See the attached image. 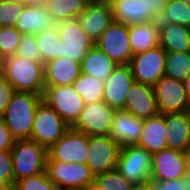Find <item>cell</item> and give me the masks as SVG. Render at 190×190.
<instances>
[{
	"label": "cell",
	"instance_id": "6da1fadb",
	"mask_svg": "<svg viewBox=\"0 0 190 190\" xmlns=\"http://www.w3.org/2000/svg\"><path fill=\"white\" fill-rule=\"evenodd\" d=\"M41 100L42 95L29 92L15 91L12 95L1 117L16 140L30 138L36 109Z\"/></svg>",
	"mask_w": 190,
	"mask_h": 190
},
{
	"label": "cell",
	"instance_id": "7a4b0ae2",
	"mask_svg": "<svg viewBox=\"0 0 190 190\" xmlns=\"http://www.w3.org/2000/svg\"><path fill=\"white\" fill-rule=\"evenodd\" d=\"M1 74L17 92H29L43 96L44 63L26 60L15 55L5 58Z\"/></svg>",
	"mask_w": 190,
	"mask_h": 190
},
{
	"label": "cell",
	"instance_id": "3957f363",
	"mask_svg": "<svg viewBox=\"0 0 190 190\" xmlns=\"http://www.w3.org/2000/svg\"><path fill=\"white\" fill-rule=\"evenodd\" d=\"M14 183L46 172L48 150L30 140H16L11 149Z\"/></svg>",
	"mask_w": 190,
	"mask_h": 190
},
{
	"label": "cell",
	"instance_id": "277c9868",
	"mask_svg": "<svg viewBox=\"0 0 190 190\" xmlns=\"http://www.w3.org/2000/svg\"><path fill=\"white\" fill-rule=\"evenodd\" d=\"M70 126L45 101L41 100L36 109L30 140L47 150L51 148Z\"/></svg>",
	"mask_w": 190,
	"mask_h": 190
},
{
	"label": "cell",
	"instance_id": "5b68a950",
	"mask_svg": "<svg viewBox=\"0 0 190 190\" xmlns=\"http://www.w3.org/2000/svg\"><path fill=\"white\" fill-rule=\"evenodd\" d=\"M46 173L58 190H84L94 183L87 164L47 160Z\"/></svg>",
	"mask_w": 190,
	"mask_h": 190
},
{
	"label": "cell",
	"instance_id": "8992f818",
	"mask_svg": "<svg viewBox=\"0 0 190 190\" xmlns=\"http://www.w3.org/2000/svg\"><path fill=\"white\" fill-rule=\"evenodd\" d=\"M42 100L51 106L70 127L76 124L85 107L82 97L72 85L45 86Z\"/></svg>",
	"mask_w": 190,
	"mask_h": 190
},
{
	"label": "cell",
	"instance_id": "52a82bcc",
	"mask_svg": "<svg viewBox=\"0 0 190 190\" xmlns=\"http://www.w3.org/2000/svg\"><path fill=\"white\" fill-rule=\"evenodd\" d=\"M116 168L132 184L147 182L151 178L152 154L137 144L123 146Z\"/></svg>",
	"mask_w": 190,
	"mask_h": 190
},
{
	"label": "cell",
	"instance_id": "ba28073f",
	"mask_svg": "<svg viewBox=\"0 0 190 190\" xmlns=\"http://www.w3.org/2000/svg\"><path fill=\"white\" fill-rule=\"evenodd\" d=\"M95 46L102 50L116 65H129L133 56L129 26L113 21L97 39Z\"/></svg>",
	"mask_w": 190,
	"mask_h": 190
},
{
	"label": "cell",
	"instance_id": "9c48e42d",
	"mask_svg": "<svg viewBox=\"0 0 190 190\" xmlns=\"http://www.w3.org/2000/svg\"><path fill=\"white\" fill-rule=\"evenodd\" d=\"M56 27L61 38L60 58L81 63L96 42L81 28L76 19L59 22Z\"/></svg>",
	"mask_w": 190,
	"mask_h": 190
},
{
	"label": "cell",
	"instance_id": "30bf717a",
	"mask_svg": "<svg viewBox=\"0 0 190 190\" xmlns=\"http://www.w3.org/2000/svg\"><path fill=\"white\" fill-rule=\"evenodd\" d=\"M121 146L110 136H88L87 166L94 177L115 169Z\"/></svg>",
	"mask_w": 190,
	"mask_h": 190
},
{
	"label": "cell",
	"instance_id": "8fae6325",
	"mask_svg": "<svg viewBox=\"0 0 190 190\" xmlns=\"http://www.w3.org/2000/svg\"><path fill=\"white\" fill-rule=\"evenodd\" d=\"M166 52L159 45L132 56L129 66L135 82L154 86L165 75Z\"/></svg>",
	"mask_w": 190,
	"mask_h": 190
},
{
	"label": "cell",
	"instance_id": "7c38bea8",
	"mask_svg": "<svg viewBox=\"0 0 190 190\" xmlns=\"http://www.w3.org/2000/svg\"><path fill=\"white\" fill-rule=\"evenodd\" d=\"M116 111L104 101L86 104L72 128L88 136H109Z\"/></svg>",
	"mask_w": 190,
	"mask_h": 190
},
{
	"label": "cell",
	"instance_id": "4fadbf2b",
	"mask_svg": "<svg viewBox=\"0 0 190 190\" xmlns=\"http://www.w3.org/2000/svg\"><path fill=\"white\" fill-rule=\"evenodd\" d=\"M88 156V135L72 127L48 149L47 160L86 164Z\"/></svg>",
	"mask_w": 190,
	"mask_h": 190
},
{
	"label": "cell",
	"instance_id": "5bb4252c",
	"mask_svg": "<svg viewBox=\"0 0 190 190\" xmlns=\"http://www.w3.org/2000/svg\"><path fill=\"white\" fill-rule=\"evenodd\" d=\"M160 114L187 112L189 99L183 81L162 76L153 86Z\"/></svg>",
	"mask_w": 190,
	"mask_h": 190
},
{
	"label": "cell",
	"instance_id": "9a60e30c",
	"mask_svg": "<svg viewBox=\"0 0 190 190\" xmlns=\"http://www.w3.org/2000/svg\"><path fill=\"white\" fill-rule=\"evenodd\" d=\"M187 171L185 152L166 148L152 155V181L180 179Z\"/></svg>",
	"mask_w": 190,
	"mask_h": 190
},
{
	"label": "cell",
	"instance_id": "2e32d148",
	"mask_svg": "<svg viewBox=\"0 0 190 190\" xmlns=\"http://www.w3.org/2000/svg\"><path fill=\"white\" fill-rule=\"evenodd\" d=\"M135 79L129 65H117L104 81L103 101L112 108L123 110L127 93Z\"/></svg>",
	"mask_w": 190,
	"mask_h": 190
},
{
	"label": "cell",
	"instance_id": "e0dca14e",
	"mask_svg": "<svg viewBox=\"0 0 190 190\" xmlns=\"http://www.w3.org/2000/svg\"><path fill=\"white\" fill-rule=\"evenodd\" d=\"M123 111L142 119L158 115L159 109L153 87L134 82L127 93Z\"/></svg>",
	"mask_w": 190,
	"mask_h": 190
},
{
	"label": "cell",
	"instance_id": "ac0fdd59",
	"mask_svg": "<svg viewBox=\"0 0 190 190\" xmlns=\"http://www.w3.org/2000/svg\"><path fill=\"white\" fill-rule=\"evenodd\" d=\"M81 28L96 42L113 23L111 5L87 2L84 11L76 17Z\"/></svg>",
	"mask_w": 190,
	"mask_h": 190
},
{
	"label": "cell",
	"instance_id": "d6986e66",
	"mask_svg": "<svg viewBox=\"0 0 190 190\" xmlns=\"http://www.w3.org/2000/svg\"><path fill=\"white\" fill-rule=\"evenodd\" d=\"M143 123L144 119L123 110H117L111 123L109 136L121 147L136 145L139 142Z\"/></svg>",
	"mask_w": 190,
	"mask_h": 190
},
{
	"label": "cell",
	"instance_id": "ffe728a7",
	"mask_svg": "<svg viewBox=\"0 0 190 190\" xmlns=\"http://www.w3.org/2000/svg\"><path fill=\"white\" fill-rule=\"evenodd\" d=\"M80 74V62L58 57L44 64V85H72Z\"/></svg>",
	"mask_w": 190,
	"mask_h": 190
},
{
	"label": "cell",
	"instance_id": "44dd1931",
	"mask_svg": "<svg viewBox=\"0 0 190 190\" xmlns=\"http://www.w3.org/2000/svg\"><path fill=\"white\" fill-rule=\"evenodd\" d=\"M167 148L185 152L190 147V116L188 112L165 114Z\"/></svg>",
	"mask_w": 190,
	"mask_h": 190
},
{
	"label": "cell",
	"instance_id": "7402d4cb",
	"mask_svg": "<svg viewBox=\"0 0 190 190\" xmlns=\"http://www.w3.org/2000/svg\"><path fill=\"white\" fill-rule=\"evenodd\" d=\"M56 22L48 11L46 5L27 6L16 22L15 28L23 34H36L38 32L56 27Z\"/></svg>",
	"mask_w": 190,
	"mask_h": 190
},
{
	"label": "cell",
	"instance_id": "603a6c76",
	"mask_svg": "<svg viewBox=\"0 0 190 190\" xmlns=\"http://www.w3.org/2000/svg\"><path fill=\"white\" fill-rule=\"evenodd\" d=\"M167 127L165 114L144 119L142 132L137 145L143 147L152 155L167 148L166 142Z\"/></svg>",
	"mask_w": 190,
	"mask_h": 190
},
{
	"label": "cell",
	"instance_id": "cb8c5ba5",
	"mask_svg": "<svg viewBox=\"0 0 190 190\" xmlns=\"http://www.w3.org/2000/svg\"><path fill=\"white\" fill-rule=\"evenodd\" d=\"M111 9L114 21L127 26L151 22L152 14L146 12L141 0H115Z\"/></svg>",
	"mask_w": 190,
	"mask_h": 190
},
{
	"label": "cell",
	"instance_id": "d4e9b609",
	"mask_svg": "<svg viewBox=\"0 0 190 190\" xmlns=\"http://www.w3.org/2000/svg\"><path fill=\"white\" fill-rule=\"evenodd\" d=\"M151 23L159 33L169 24L190 27V6L186 5L182 0L167 1L164 11L152 15Z\"/></svg>",
	"mask_w": 190,
	"mask_h": 190
},
{
	"label": "cell",
	"instance_id": "484cf974",
	"mask_svg": "<svg viewBox=\"0 0 190 190\" xmlns=\"http://www.w3.org/2000/svg\"><path fill=\"white\" fill-rule=\"evenodd\" d=\"M116 66L102 50L94 46L81 61V73L105 81Z\"/></svg>",
	"mask_w": 190,
	"mask_h": 190
},
{
	"label": "cell",
	"instance_id": "4316f807",
	"mask_svg": "<svg viewBox=\"0 0 190 190\" xmlns=\"http://www.w3.org/2000/svg\"><path fill=\"white\" fill-rule=\"evenodd\" d=\"M159 45L166 53L190 52V27L169 24L159 33Z\"/></svg>",
	"mask_w": 190,
	"mask_h": 190
},
{
	"label": "cell",
	"instance_id": "83f0119b",
	"mask_svg": "<svg viewBox=\"0 0 190 190\" xmlns=\"http://www.w3.org/2000/svg\"><path fill=\"white\" fill-rule=\"evenodd\" d=\"M129 38L133 55L159 46V32L151 22L129 26Z\"/></svg>",
	"mask_w": 190,
	"mask_h": 190
},
{
	"label": "cell",
	"instance_id": "f1b7e54d",
	"mask_svg": "<svg viewBox=\"0 0 190 190\" xmlns=\"http://www.w3.org/2000/svg\"><path fill=\"white\" fill-rule=\"evenodd\" d=\"M88 0H46L45 5L56 23L76 19L85 9Z\"/></svg>",
	"mask_w": 190,
	"mask_h": 190
},
{
	"label": "cell",
	"instance_id": "f546056e",
	"mask_svg": "<svg viewBox=\"0 0 190 190\" xmlns=\"http://www.w3.org/2000/svg\"><path fill=\"white\" fill-rule=\"evenodd\" d=\"M72 86L82 97L85 105L103 101L104 81L100 79L81 73Z\"/></svg>",
	"mask_w": 190,
	"mask_h": 190
},
{
	"label": "cell",
	"instance_id": "4dcf8cb0",
	"mask_svg": "<svg viewBox=\"0 0 190 190\" xmlns=\"http://www.w3.org/2000/svg\"><path fill=\"white\" fill-rule=\"evenodd\" d=\"M42 63L60 58L61 38L57 27H53L35 34Z\"/></svg>",
	"mask_w": 190,
	"mask_h": 190
},
{
	"label": "cell",
	"instance_id": "1f68e13d",
	"mask_svg": "<svg viewBox=\"0 0 190 190\" xmlns=\"http://www.w3.org/2000/svg\"><path fill=\"white\" fill-rule=\"evenodd\" d=\"M190 73V52L166 53L165 76L184 81Z\"/></svg>",
	"mask_w": 190,
	"mask_h": 190
},
{
	"label": "cell",
	"instance_id": "d6a6232c",
	"mask_svg": "<svg viewBox=\"0 0 190 190\" xmlns=\"http://www.w3.org/2000/svg\"><path fill=\"white\" fill-rule=\"evenodd\" d=\"M132 185L117 168L94 177L93 183L97 190H130Z\"/></svg>",
	"mask_w": 190,
	"mask_h": 190
},
{
	"label": "cell",
	"instance_id": "836d02e7",
	"mask_svg": "<svg viewBox=\"0 0 190 190\" xmlns=\"http://www.w3.org/2000/svg\"><path fill=\"white\" fill-rule=\"evenodd\" d=\"M12 190H58L46 172L22 178L14 183Z\"/></svg>",
	"mask_w": 190,
	"mask_h": 190
},
{
	"label": "cell",
	"instance_id": "e575fe53",
	"mask_svg": "<svg viewBox=\"0 0 190 190\" xmlns=\"http://www.w3.org/2000/svg\"><path fill=\"white\" fill-rule=\"evenodd\" d=\"M24 6L17 0H0V27H15Z\"/></svg>",
	"mask_w": 190,
	"mask_h": 190
},
{
	"label": "cell",
	"instance_id": "d590c367",
	"mask_svg": "<svg viewBox=\"0 0 190 190\" xmlns=\"http://www.w3.org/2000/svg\"><path fill=\"white\" fill-rule=\"evenodd\" d=\"M21 37L15 27H0V51L5 57L15 55Z\"/></svg>",
	"mask_w": 190,
	"mask_h": 190
},
{
	"label": "cell",
	"instance_id": "8d00e7d4",
	"mask_svg": "<svg viewBox=\"0 0 190 190\" xmlns=\"http://www.w3.org/2000/svg\"><path fill=\"white\" fill-rule=\"evenodd\" d=\"M15 56L26 60L42 62L35 34H23Z\"/></svg>",
	"mask_w": 190,
	"mask_h": 190
},
{
	"label": "cell",
	"instance_id": "74e56055",
	"mask_svg": "<svg viewBox=\"0 0 190 190\" xmlns=\"http://www.w3.org/2000/svg\"><path fill=\"white\" fill-rule=\"evenodd\" d=\"M0 181L6 183L11 189L14 186L11 150L0 151Z\"/></svg>",
	"mask_w": 190,
	"mask_h": 190
},
{
	"label": "cell",
	"instance_id": "f35d334b",
	"mask_svg": "<svg viewBox=\"0 0 190 190\" xmlns=\"http://www.w3.org/2000/svg\"><path fill=\"white\" fill-rule=\"evenodd\" d=\"M15 93L13 86L0 73V116L6 111L8 104Z\"/></svg>",
	"mask_w": 190,
	"mask_h": 190
},
{
	"label": "cell",
	"instance_id": "ab89813d",
	"mask_svg": "<svg viewBox=\"0 0 190 190\" xmlns=\"http://www.w3.org/2000/svg\"><path fill=\"white\" fill-rule=\"evenodd\" d=\"M16 139L12 136L5 122L0 116V151L11 150Z\"/></svg>",
	"mask_w": 190,
	"mask_h": 190
},
{
	"label": "cell",
	"instance_id": "60d3db41",
	"mask_svg": "<svg viewBox=\"0 0 190 190\" xmlns=\"http://www.w3.org/2000/svg\"><path fill=\"white\" fill-rule=\"evenodd\" d=\"M146 8V12H150L152 15L160 11H164L167 4V0H141Z\"/></svg>",
	"mask_w": 190,
	"mask_h": 190
},
{
	"label": "cell",
	"instance_id": "b9f144b4",
	"mask_svg": "<svg viewBox=\"0 0 190 190\" xmlns=\"http://www.w3.org/2000/svg\"><path fill=\"white\" fill-rule=\"evenodd\" d=\"M161 190H187V187L180 178L161 182Z\"/></svg>",
	"mask_w": 190,
	"mask_h": 190
},
{
	"label": "cell",
	"instance_id": "7bdbcfd3",
	"mask_svg": "<svg viewBox=\"0 0 190 190\" xmlns=\"http://www.w3.org/2000/svg\"><path fill=\"white\" fill-rule=\"evenodd\" d=\"M27 6H42L45 5L46 0H17Z\"/></svg>",
	"mask_w": 190,
	"mask_h": 190
},
{
	"label": "cell",
	"instance_id": "ee69618b",
	"mask_svg": "<svg viewBox=\"0 0 190 190\" xmlns=\"http://www.w3.org/2000/svg\"><path fill=\"white\" fill-rule=\"evenodd\" d=\"M130 190H150L149 180L141 184H133Z\"/></svg>",
	"mask_w": 190,
	"mask_h": 190
},
{
	"label": "cell",
	"instance_id": "f6af8a7d",
	"mask_svg": "<svg viewBox=\"0 0 190 190\" xmlns=\"http://www.w3.org/2000/svg\"><path fill=\"white\" fill-rule=\"evenodd\" d=\"M183 85H184L187 97L190 101V73L186 76L185 80L183 81Z\"/></svg>",
	"mask_w": 190,
	"mask_h": 190
},
{
	"label": "cell",
	"instance_id": "bcb514c9",
	"mask_svg": "<svg viewBox=\"0 0 190 190\" xmlns=\"http://www.w3.org/2000/svg\"><path fill=\"white\" fill-rule=\"evenodd\" d=\"M184 184L187 187V190H190V170H188L182 177Z\"/></svg>",
	"mask_w": 190,
	"mask_h": 190
},
{
	"label": "cell",
	"instance_id": "7dc6e473",
	"mask_svg": "<svg viewBox=\"0 0 190 190\" xmlns=\"http://www.w3.org/2000/svg\"><path fill=\"white\" fill-rule=\"evenodd\" d=\"M149 188L150 190H161V182L149 180Z\"/></svg>",
	"mask_w": 190,
	"mask_h": 190
},
{
	"label": "cell",
	"instance_id": "c3c4849f",
	"mask_svg": "<svg viewBox=\"0 0 190 190\" xmlns=\"http://www.w3.org/2000/svg\"><path fill=\"white\" fill-rule=\"evenodd\" d=\"M94 3H101V4H107L111 5L115 0H88Z\"/></svg>",
	"mask_w": 190,
	"mask_h": 190
},
{
	"label": "cell",
	"instance_id": "681fc988",
	"mask_svg": "<svg viewBox=\"0 0 190 190\" xmlns=\"http://www.w3.org/2000/svg\"><path fill=\"white\" fill-rule=\"evenodd\" d=\"M5 56L3 55V53L0 51V73L3 70L4 67V63H5Z\"/></svg>",
	"mask_w": 190,
	"mask_h": 190
},
{
	"label": "cell",
	"instance_id": "f907efd6",
	"mask_svg": "<svg viewBox=\"0 0 190 190\" xmlns=\"http://www.w3.org/2000/svg\"><path fill=\"white\" fill-rule=\"evenodd\" d=\"M187 168L190 170V147L185 151Z\"/></svg>",
	"mask_w": 190,
	"mask_h": 190
},
{
	"label": "cell",
	"instance_id": "816d5d0a",
	"mask_svg": "<svg viewBox=\"0 0 190 190\" xmlns=\"http://www.w3.org/2000/svg\"><path fill=\"white\" fill-rule=\"evenodd\" d=\"M0 190H12L6 183L0 181Z\"/></svg>",
	"mask_w": 190,
	"mask_h": 190
},
{
	"label": "cell",
	"instance_id": "f5cc1de1",
	"mask_svg": "<svg viewBox=\"0 0 190 190\" xmlns=\"http://www.w3.org/2000/svg\"><path fill=\"white\" fill-rule=\"evenodd\" d=\"M84 190H97L93 185Z\"/></svg>",
	"mask_w": 190,
	"mask_h": 190
},
{
	"label": "cell",
	"instance_id": "db71d44e",
	"mask_svg": "<svg viewBox=\"0 0 190 190\" xmlns=\"http://www.w3.org/2000/svg\"><path fill=\"white\" fill-rule=\"evenodd\" d=\"M186 5L190 6V0H182Z\"/></svg>",
	"mask_w": 190,
	"mask_h": 190
},
{
	"label": "cell",
	"instance_id": "11a10c76",
	"mask_svg": "<svg viewBox=\"0 0 190 190\" xmlns=\"http://www.w3.org/2000/svg\"><path fill=\"white\" fill-rule=\"evenodd\" d=\"M188 114H189V116H190V102H189V107H188Z\"/></svg>",
	"mask_w": 190,
	"mask_h": 190
}]
</instances>
